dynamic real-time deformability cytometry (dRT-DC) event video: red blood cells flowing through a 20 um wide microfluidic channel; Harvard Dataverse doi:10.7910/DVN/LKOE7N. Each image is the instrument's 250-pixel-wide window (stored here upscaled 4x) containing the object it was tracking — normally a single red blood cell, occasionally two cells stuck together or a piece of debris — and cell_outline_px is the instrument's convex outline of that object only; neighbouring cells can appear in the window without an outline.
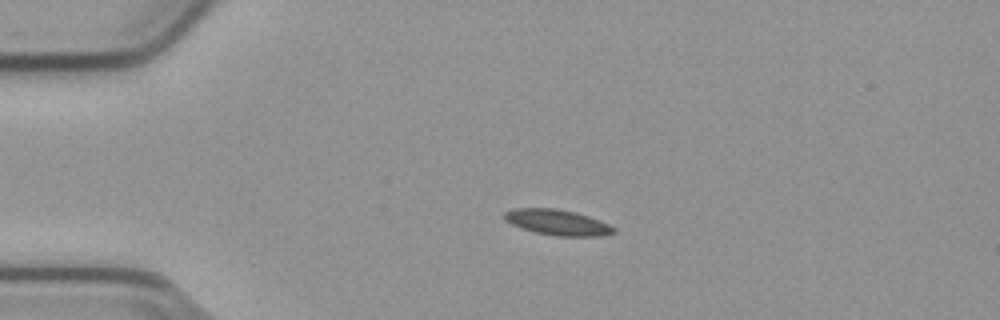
{"species": "common noctule bat (a hibernating species)", "species_latin": "Nyctalus noctula", "temperature_condition": "cold", "stored_images_in_passage": 43, "camera_frame_rate_fps": 3000, "um_per_image_px": 0.085, "animal": {"sex": "male", "body_mass_g": 23.1, "forearm_length_mm": 52.7}, "frame": {"image": 1, "passage_image": 1, "time_ms": 0.0, "image_size_px": [1000, 320], "cell_outline_px": [[616, 232], [600, 236], [556, 236], [536, 232], [520, 228], [504, 220], [500, 216], [504, 212], [512, 208], [556, 208], [576, 212], [600, 220], [616, 228]], "centroid_in_image_um": [47.34, 18.89], "position_along_channel_um": 37.7, "area_um2": 16.53}}
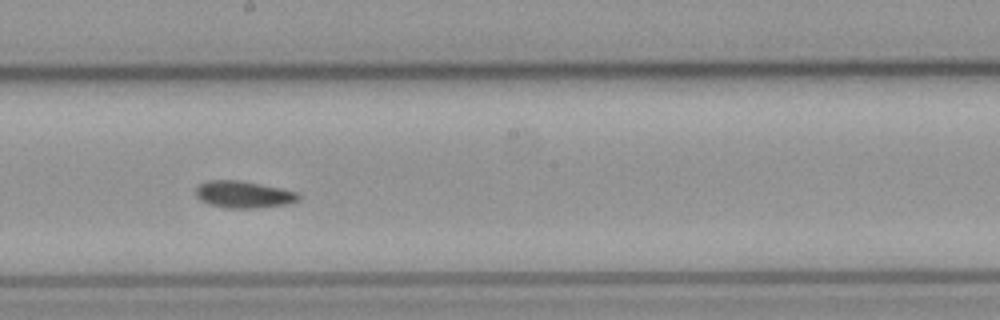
{"frame": {"image": 2, "passage_image": 19, "time_ms": 6.0, "image_size_px": [1000, 320], "cell_outline_px": [[300, 200], [292, 204], [256, 208], [224, 208], [208, 204], [200, 200], [196, 196], [196, 188], [200, 184], [208, 180], [240, 180], [300, 192]], "centroid_in_image_um": [20.74, 16.54], "position_along_channel_um": 227.5, "area_um2": 16.42}}
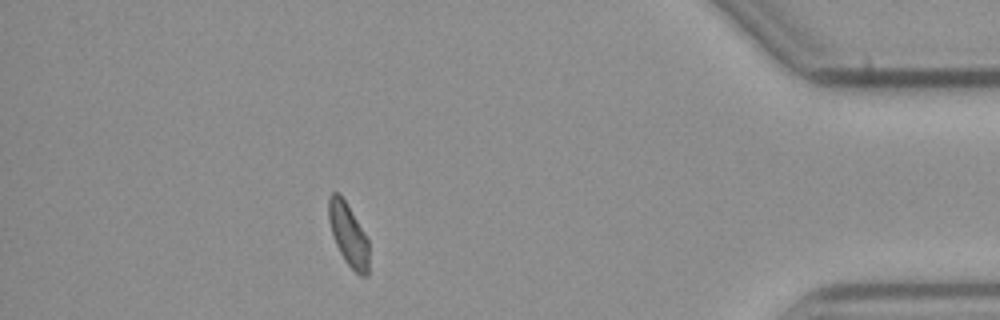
{"frame": {"image": 3, "passage_image": 37, "time_ms": 12.0, "image_size_px": [1000, 320], "cell_outline_px": [[368, 276], [360, 276], [344, 260], [332, 236], [328, 220], [328, 200], [332, 192], [340, 192], [364, 232], [368, 240]], "centroid_in_image_um": [29.59, 19.92], "position_along_channel_um": 405.6, "area_um2": 14.68}}